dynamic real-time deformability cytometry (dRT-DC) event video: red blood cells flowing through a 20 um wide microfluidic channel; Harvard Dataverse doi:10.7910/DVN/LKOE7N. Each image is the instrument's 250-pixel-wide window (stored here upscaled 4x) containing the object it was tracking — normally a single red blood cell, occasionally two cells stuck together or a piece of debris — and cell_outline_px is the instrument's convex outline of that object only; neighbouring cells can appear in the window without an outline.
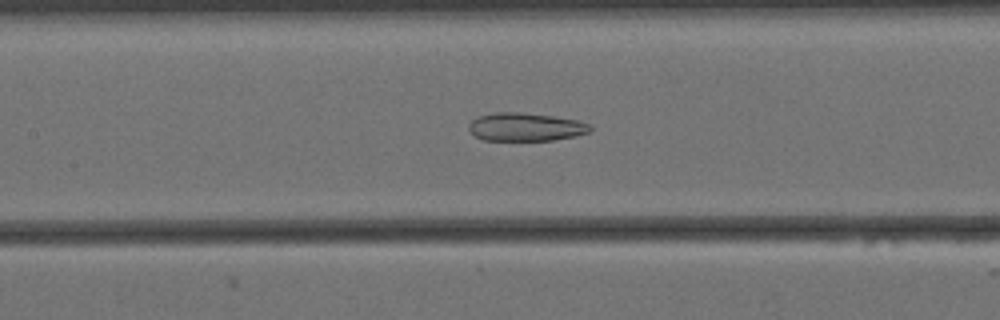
{"species": "Egyptian fruit bat (a non-hibernating species)", "species_latin": "Rousettus aegyptiacus", "temperature_condition": "cold", "stored_images_in_passage": 55, "camera_frame_rate_fps": 3000, "um_per_image_px": 0.085, "animal": {"sex": "female"}, "frame": {"image": 1, "passage_image": 23, "time_ms": 7.333, "image_size_px": [1000, 320], "cell_outline_px": [[592, 132], [576, 136], [552, 140], [484, 140], [476, 136], [468, 128], [468, 124], [476, 116], [492, 112], [520, 112], [552, 116], [580, 120], [592, 124]], "centroid_in_image_um": [44.72, 10.78], "position_along_channel_um": 162.7, "area_um2": 20.23}}
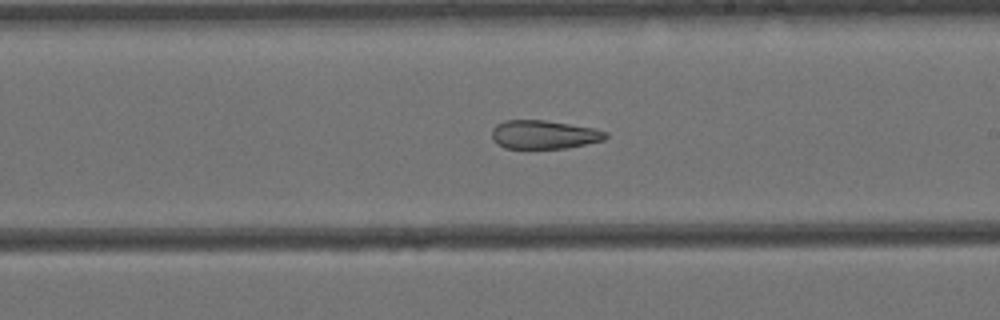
{"frame": {"image": 2, "passage_image": 30, "time_ms": 9.667, "image_size_px": [1000, 320], "cell_outline_px": [[608, 136], [604, 140], [568, 148], [504, 148], [496, 144], [492, 140], [492, 128], [496, 124], [504, 120], [544, 120], [592, 128], [608, 132]], "centroid_in_image_um": [46.2, 11.44], "position_along_channel_um": 242.8, "area_um2": 19.02}}
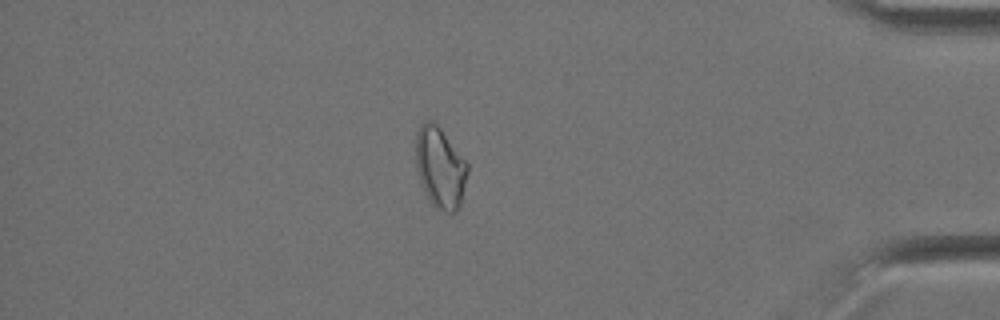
{"frame": {"image": 3, "passage_image": 47, "time_ms": 15.333, "image_size_px": [1000, 320], "cell_outline_px": [[468, 172], [460, 204], [456, 212], [448, 212], [436, 208], [428, 200], [424, 192], [416, 168], [416, 132], [420, 124], [428, 120], [432, 120], [440, 128], [468, 164]], "centroid_in_image_um": [37.39, 14.25], "position_along_channel_um": 397.8, "area_um2": 24.28}, "authors_computed_cell_mechanics": {"area_um2": 23.3512, "velocity_mm_per_s": 3.4584, "shape_relaxation_time_tau1_ms": null, "shape_relaxation_time_tau2_ms": 4.676, "deformation_change_tau1": null, "deformation_change_tau2": 0.138}}